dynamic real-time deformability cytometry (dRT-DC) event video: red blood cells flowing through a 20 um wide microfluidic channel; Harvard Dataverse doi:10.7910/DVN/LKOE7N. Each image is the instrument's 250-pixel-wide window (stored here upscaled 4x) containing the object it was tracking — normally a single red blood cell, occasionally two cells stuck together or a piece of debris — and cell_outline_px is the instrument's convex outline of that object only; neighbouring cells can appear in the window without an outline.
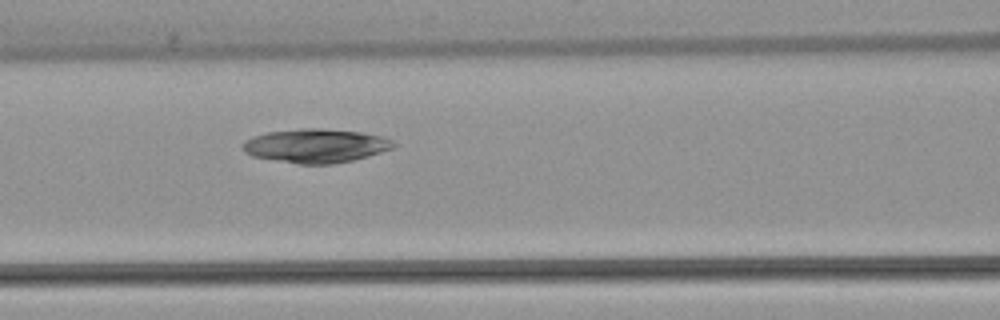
{"species": "common noctule bat (a hibernating species)", "species_latin": "Nyctalus noctula", "temperature_condition": "warm", "stored_images_in_passage": 6, "camera_frame_rate_fps": 3000, "um_per_image_px": 0.085, "animal": {"sex": "female", "body_mass_g": 22.7, "forearm_length_mm": 54.2}, "frame": {"image": 1, "passage_image": 6, "time_ms": 7.0, "image_size_px": [1000, 320], "cell_outline_px": [[396, 144], [392, 148], [368, 156], [352, 160], [332, 164], [300, 164], [252, 156], [244, 152], [240, 144], [244, 140], [252, 136], [268, 132], [300, 128], [320, 128], [360, 132], [380, 136], [392, 140]], "centroid_in_image_um": [26.78, 12.38], "position_along_channel_um": 139.8, "area_um2": 29.71}}